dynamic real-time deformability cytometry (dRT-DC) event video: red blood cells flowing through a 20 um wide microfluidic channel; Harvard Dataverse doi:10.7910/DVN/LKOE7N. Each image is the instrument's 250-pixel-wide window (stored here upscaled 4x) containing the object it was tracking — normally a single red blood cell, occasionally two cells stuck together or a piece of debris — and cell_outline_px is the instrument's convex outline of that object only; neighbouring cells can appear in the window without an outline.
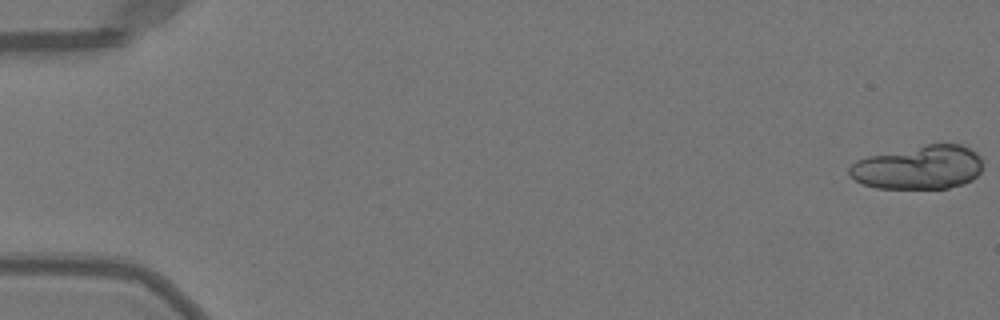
{"species": "Egyptian fruit bat (a non-hibernating species)", "species_latin": "Rousettus aegyptiacus", "temperature_condition": "warm", "stored_images_in_passage": 31, "camera_frame_rate_fps": 3000, "um_per_image_px": 0.085, "animal": {"sex": "female"}, "frame": {"image": 1, "passage_image": 1, "time_ms": 0.0, "image_size_px": [1000, 320], "cell_outline_px": [[980, 172], [972, 180], [964, 184], [948, 188], [876, 188], [864, 184], [856, 180], [848, 172], [848, 168], [856, 160], [868, 156], [928, 144], [960, 144], [976, 152], [980, 156]], "centroid_in_image_um": [78.08, 14.23], "position_along_channel_um": 6.9, "area_um2": 33.76}}